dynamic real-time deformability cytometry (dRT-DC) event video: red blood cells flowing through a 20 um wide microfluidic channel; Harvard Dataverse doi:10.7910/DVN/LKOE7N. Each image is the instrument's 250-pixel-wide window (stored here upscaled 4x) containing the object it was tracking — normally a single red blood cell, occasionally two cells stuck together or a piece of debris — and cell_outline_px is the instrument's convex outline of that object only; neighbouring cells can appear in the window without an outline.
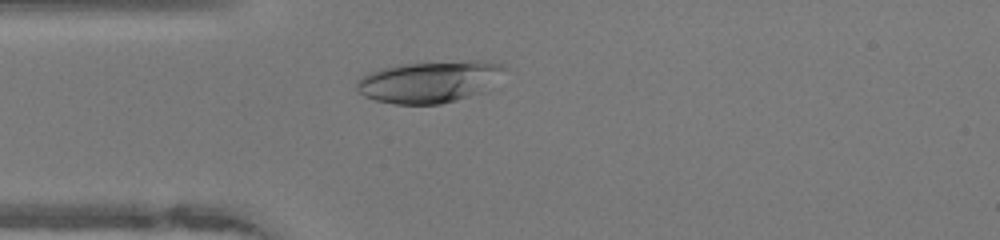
{"species": "human", "species_latin": "Homo sapiens", "temperature_condition": "warm", "stored_images_in_passage": 48, "camera_frame_rate_fps": 3000, "um_per_image_px": 0.085, "donor": {"sex": "female"}, "frame": {"image": 1, "passage_image": 12, "time_ms": 3.667, "image_size_px": [1000, 240], "cell_outline_px": [[504, 68], [488, 92], [440, 104], [396, 104], [376, 100], [364, 96], [356, 88], [356, 80], [368, 72], [380, 68], [400, 64], [468, 60], [484, 60], [500, 64]], "centroid_in_image_um": [36.5, 6.95], "position_along_channel_um": 48.5, "area_um2": 36.18}}
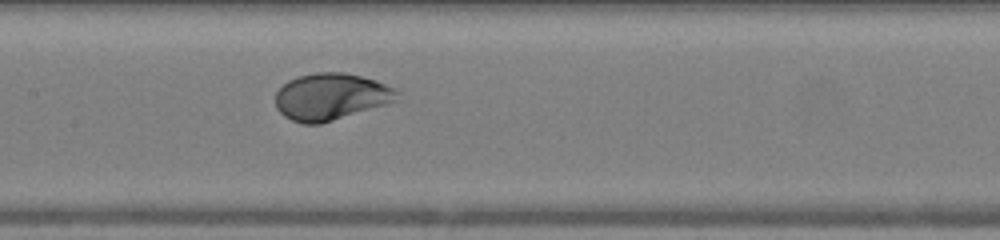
{"frame": {"image": 2, "passage_image": 22, "time_ms": 7.0, "image_size_px": [1000, 240], "cell_outline_px": [[400, 92], [396, 100], [388, 104], [320, 124], [300, 124], [284, 116], [276, 108], [276, 92], [288, 80], [296, 76], [316, 72], [344, 72], [360, 76], [396, 88]], "centroid_in_image_um": [28.11, 8.22], "position_along_channel_um": 179.3, "area_um2": 33.23}}
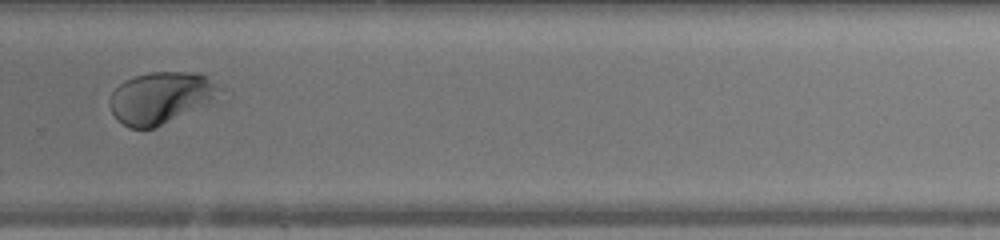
{"frame": {"image": 3, "passage_image": 32, "time_ms": 10.333, "image_size_px": [1000, 240], "cell_outline_px": [[224, 88], [212, 104], [156, 128], [128, 128], [116, 120], [108, 104], [108, 100], [112, 92], [124, 80], [136, 76], [152, 72], [200, 72]], "centroid_in_image_um": [13.71, 8.33], "position_along_channel_um": 316.1, "area_um2": 33.99}, "authors_computed_cell_mechanics": {"area_um2": 33.9864, "velocity_mm_per_s": 4.1285, "shape_relaxation_time_tau1_ms": 3.1454, "shape_relaxation_time_tau2_ms": null, "deformation_change_tau1": 0.1994, "deformation_change_tau2": null}}